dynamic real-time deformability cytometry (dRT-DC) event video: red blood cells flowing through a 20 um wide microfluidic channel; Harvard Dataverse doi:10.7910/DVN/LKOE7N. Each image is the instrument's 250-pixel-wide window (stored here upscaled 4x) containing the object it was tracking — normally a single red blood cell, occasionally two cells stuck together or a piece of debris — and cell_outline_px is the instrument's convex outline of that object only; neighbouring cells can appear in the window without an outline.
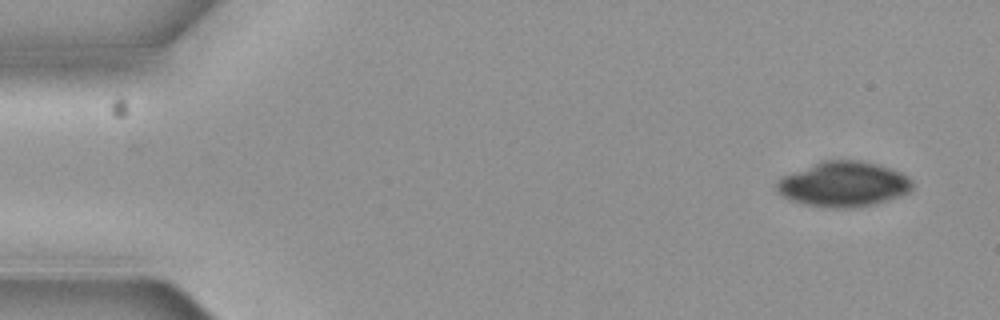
{"species": "common noctule bat (a hibernating species)", "species_latin": "Nyctalus noctula", "temperature_condition": "cold", "stored_images_in_passage": 5, "segment_of_instrument_passage": [1, 2], "camera_frame_rate_fps": 3000, "um_per_image_px": 0.085, "animal": {"sex": "female", "body_mass_g": 19.3, "forearm_length_mm": 54.1}, "frame": {"image": 1, "passage_image": 1, "time_ms": 0.0, "image_size_px": [1000, 320], "cell_outline_px": [[912, 188], [908, 192], [888, 200], [876, 204], [856, 208], [820, 208], [804, 204], [780, 196], [776, 188], [776, 184], [784, 176], [820, 160], [860, 160], [880, 164], [892, 168], [908, 176], [912, 180]], "centroid_in_image_um": [71.71, 15.66], "position_along_channel_um": 13.3, "area_um2": 36.07}}